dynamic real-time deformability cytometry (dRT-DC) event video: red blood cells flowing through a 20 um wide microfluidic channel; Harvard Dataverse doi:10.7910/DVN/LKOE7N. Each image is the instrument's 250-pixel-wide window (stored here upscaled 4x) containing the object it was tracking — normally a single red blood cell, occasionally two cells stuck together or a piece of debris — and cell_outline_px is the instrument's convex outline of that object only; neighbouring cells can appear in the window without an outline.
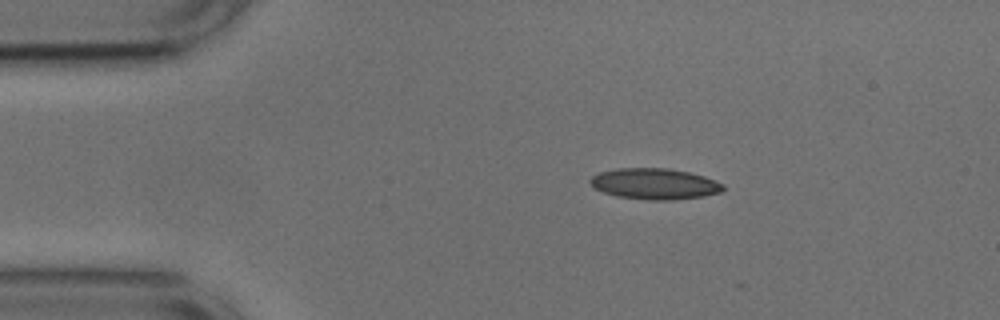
{"species": "common noctule bat (a hibernating species)", "species_latin": "Nyctalus noctula", "temperature_condition": "cold", "stored_images_in_passage": 6, "camera_frame_rate_fps": 3000, "um_per_image_px": 0.085, "animal": {"sex": "male", "body_mass_g": 17.9, "forearm_length_mm": 54.2}, "frame": {"image": 1, "passage_image": 1, "time_ms": 0.0, "image_size_px": [1000, 320], "cell_outline_px": [[724, 188], [720, 192], [704, 196], [672, 200], [652, 200], [616, 196], [604, 192], [596, 188], [588, 180], [592, 176], [600, 172], [616, 168], [668, 168], [688, 172], [704, 176], [724, 184]], "centroid_in_image_um": [55.65, 15.62], "position_along_channel_um": 29.4, "area_um2": 23.87}}